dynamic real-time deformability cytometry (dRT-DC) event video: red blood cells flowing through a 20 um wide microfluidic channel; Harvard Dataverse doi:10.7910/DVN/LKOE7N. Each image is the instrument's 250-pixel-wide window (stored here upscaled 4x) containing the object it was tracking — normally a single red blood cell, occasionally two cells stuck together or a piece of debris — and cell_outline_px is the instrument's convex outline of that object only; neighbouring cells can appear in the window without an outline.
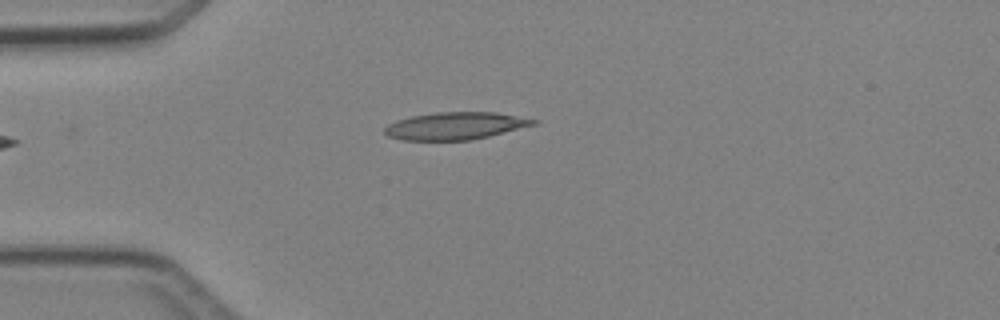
{"species": "Egyptian fruit bat (a non-hibernating species)", "species_latin": "Rousettus aegyptiacus", "temperature_condition": "cold", "stored_images_in_passage": 1, "camera_frame_rate_fps": 3000, "um_per_image_px": 0.085, "animal": {"sex": "female"}, "frame": {"image": 1, "passage_image": 1, "time_ms": 0.0, "image_size_px": [1000, 320], "cell_outline_px": [[540, 120], [536, 124], [488, 136], [468, 140], [404, 140], [388, 136], [384, 132], [384, 128], [388, 124], [396, 120], [412, 116], [436, 112], [496, 112]], "centroid_in_image_um": [38.69, 10.69], "position_along_channel_um": 46.3, "area_um2": 23.58}}